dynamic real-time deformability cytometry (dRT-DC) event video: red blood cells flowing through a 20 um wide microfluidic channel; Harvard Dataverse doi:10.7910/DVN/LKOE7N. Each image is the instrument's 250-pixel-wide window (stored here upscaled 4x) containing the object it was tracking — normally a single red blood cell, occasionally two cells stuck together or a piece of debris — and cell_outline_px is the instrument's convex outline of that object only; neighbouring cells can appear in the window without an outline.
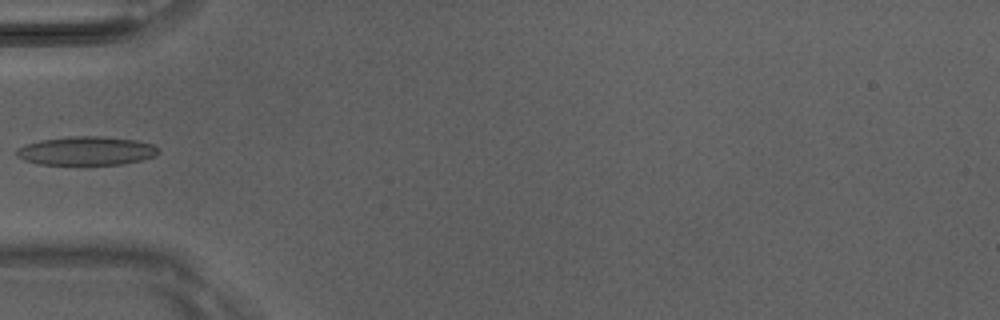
{"species": "Egyptian fruit bat (a non-hibernating species)", "species_latin": "Rousettus aegyptiacus", "temperature_condition": "room temperature", "stored_images_in_passage": 6, "camera_frame_rate_fps": 3000, "um_per_image_px": 0.085, "animal": {"sex": "male"}, "frame": {"image": 1, "passage_image": 5, "time_ms": 1.333, "image_size_px": [1000, 320], "cell_outline_px": [[160, 152], [156, 156], [140, 160], [120, 164], [80, 168], [36, 164], [24, 160], [16, 156], [16, 148], [40, 140], [68, 136], [100, 136], [136, 140], [152, 144]], "centroid_in_image_um": [7.29, 12.88], "position_along_channel_um": 77.7, "area_um2": 24.85}}